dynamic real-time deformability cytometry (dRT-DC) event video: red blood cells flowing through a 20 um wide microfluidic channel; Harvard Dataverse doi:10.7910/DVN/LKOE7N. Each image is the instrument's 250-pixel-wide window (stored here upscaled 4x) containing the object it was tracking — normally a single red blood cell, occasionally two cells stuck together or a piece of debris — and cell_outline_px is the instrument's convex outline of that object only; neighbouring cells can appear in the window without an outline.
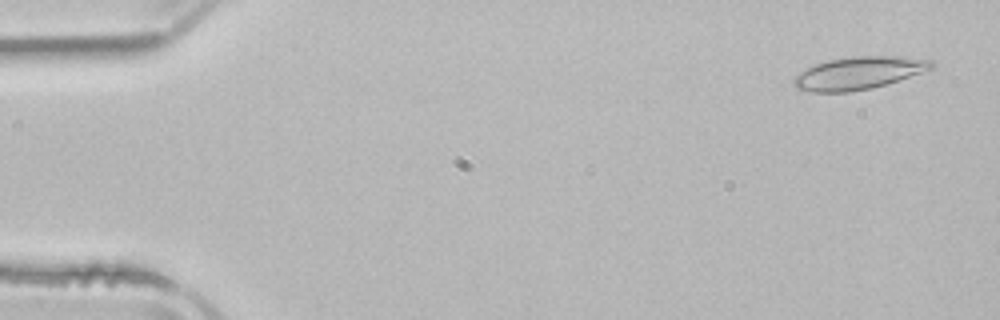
{"species": "common noctule bat (a hibernating species)", "species_latin": "Nyctalus noctula", "temperature_condition": "room temperature", "stored_images_in_passage": 51, "camera_frame_rate_fps": 3000, "um_per_image_px": 0.085, "animal": {"sex": "male", "body_mass_g": 21.5, "forearm_length_mm": 52.0}, "frame": {"image": 1, "passage_image": 2, "time_ms": 0.333, "image_size_px": [1000, 320], "cell_outline_px": [[936, 64], [932, 68], [872, 88], [848, 92], [812, 92], [796, 88], [792, 84], [792, 76], [816, 64], [828, 60], [852, 56], [896, 56], [932, 60]], "centroid_in_image_um": [72.92, 6.21], "position_along_channel_um": 12.1, "area_um2": 25.89}}
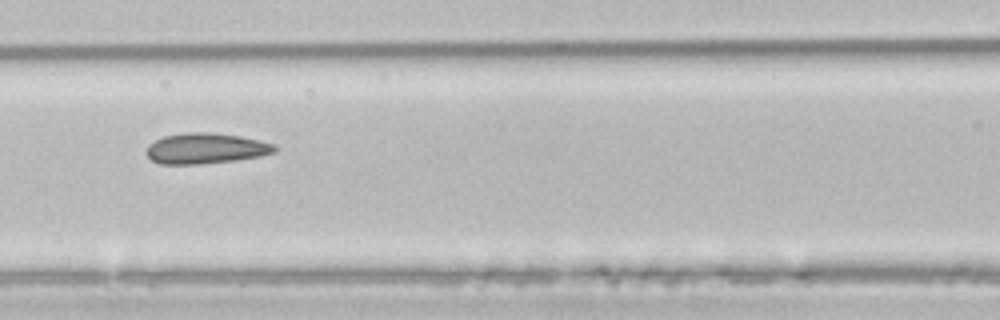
{"frame": {"image": 2, "passage_image": 22, "time_ms": 7.0, "image_size_px": [1000, 320], "cell_outline_px": [[276, 152], [260, 156], [236, 160], [200, 164], [160, 164], [152, 160], [144, 152], [148, 144], [164, 136], [184, 132], [208, 132], [240, 136], [260, 140], [276, 144]], "centroid_in_image_um": [17.48, 12.61], "position_along_channel_um": 149.1, "area_um2": 23.06}}
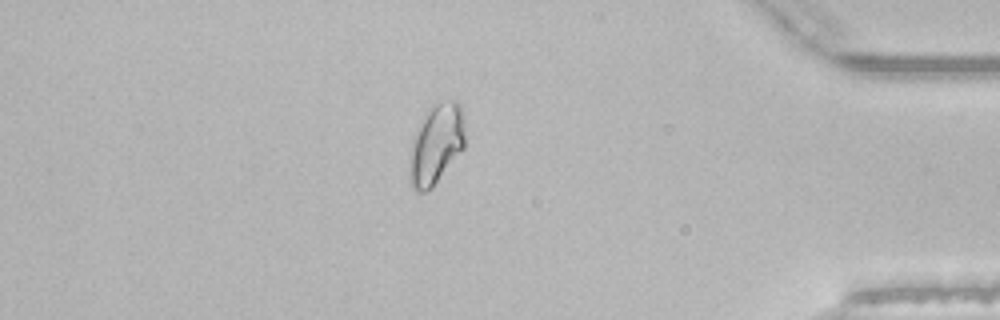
{"frame": {"image": 3, "passage_image": 44, "time_ms": 14.333, "image_size_px": [1000, 320], "cell_outline_px": [[464, 148], [432, 188], [424, 192], [416, 192], [412, 188], [408, 180], [408, 172], [412, 136], [420, 120], [428, 108], [432, 104], [452, 100], [456, 100], [460, 104], [464, 112]], "centroid_in_image_um": [37.04, 12.26], "position_along_channel_um": 398.2, "area_um2": 26.53}, "authors_computed_cell_mechanics": {"area_um2": 23.9292, "velocity_mm_per_s": 3.895, "shape_relaxation_time_tau1_ms": null, "shape_relaxation_time_tau2_ms": 1.6244, "deformation_change_tau1": null, "deformation_change_tau2": 0.0628}}